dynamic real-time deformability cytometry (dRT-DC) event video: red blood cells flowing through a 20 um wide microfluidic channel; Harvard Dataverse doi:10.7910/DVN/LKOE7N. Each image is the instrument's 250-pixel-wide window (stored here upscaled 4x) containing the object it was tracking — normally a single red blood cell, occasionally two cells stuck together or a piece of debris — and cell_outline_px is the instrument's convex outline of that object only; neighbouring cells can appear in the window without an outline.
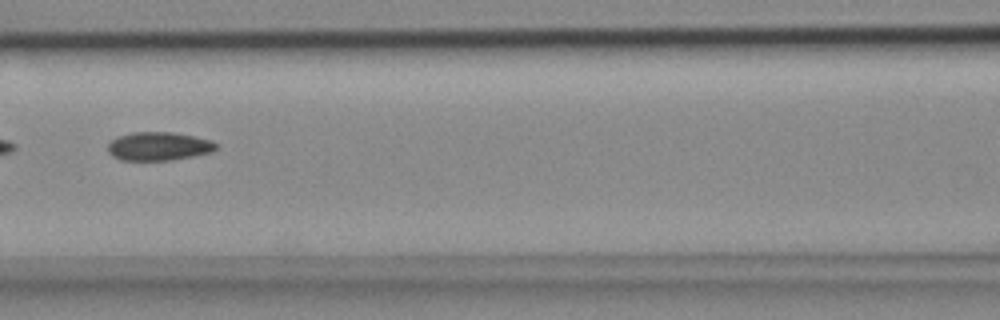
{"species": "common noctule bat (a hibernating species)", "species_latin": "Nyctalus noctula", "temperature_condition": "cold", "stored_images_in_passage": 10, "segment_of_instrument_passage": [2, 3], "camera_frame_rate_fps": 3000, "um_per_image_px": 0.085, "animal": {"sex": "female", "body_mass_g": 18.4}, "frame": {"image": 1, "passage_image": 5, "time_ms": 1.333, "image_size_px": [1000, 320], "cell_outline_px": [[220, 144], [212, 152], [172, 160], [120, 160], [112, 156], [108, 152], [108, 144], [116, 136], [132, 132], [172, 132], [212, 140]], "centroid_in_image_um": [13.48, 12.43], "position_along_channel_um": 153.1, "area_um2": 18.09}}
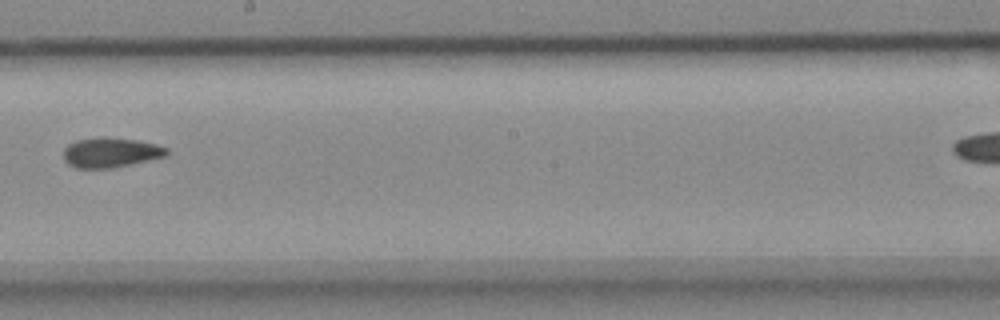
{"frame": {"image": 2, "passage_image": 7, "time_ms": 2.0, "image_size_px": [1000, 320], "cell_outline_px": [[168, 152], [164, 156], [112, 168], [76, 168], [68, 164], [64, 160], [64, 148], [68, 144], [76, 140], [100, 136], [108, 136], [136, 140], [156, 144], [168, 148]], "centroid_in_image_um": [9.36, 12.94], "position_along_channel_um": 238.8, "area_um2": 17.98}}
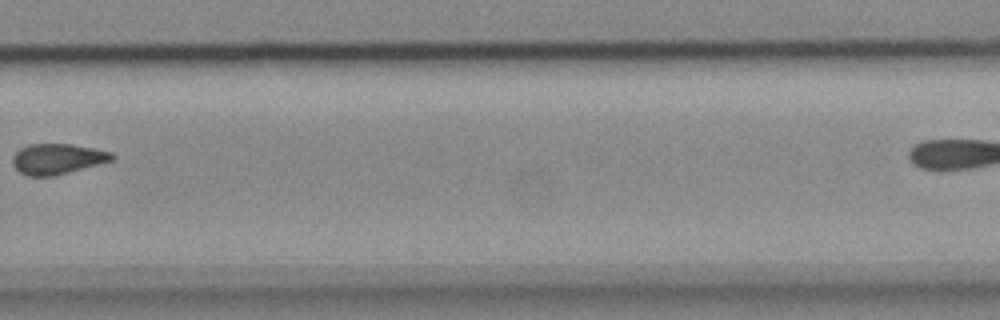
{"frame": {"image": 3, "passage_image": 9, "time_ms": 2.667, "image_size_px": [1000, 320], "cell_outline_px": [[116, 156], [112, 160], [56, 176], [28, 176], [20, 172], [12, 164], [12, 156], [20, 148], [28, 144], [72, 144], [112, 152]], "centroid_in_image_um": [4.86, 13.51], "position_along_channel_um": 324.9, "area_um2": 17.69}}